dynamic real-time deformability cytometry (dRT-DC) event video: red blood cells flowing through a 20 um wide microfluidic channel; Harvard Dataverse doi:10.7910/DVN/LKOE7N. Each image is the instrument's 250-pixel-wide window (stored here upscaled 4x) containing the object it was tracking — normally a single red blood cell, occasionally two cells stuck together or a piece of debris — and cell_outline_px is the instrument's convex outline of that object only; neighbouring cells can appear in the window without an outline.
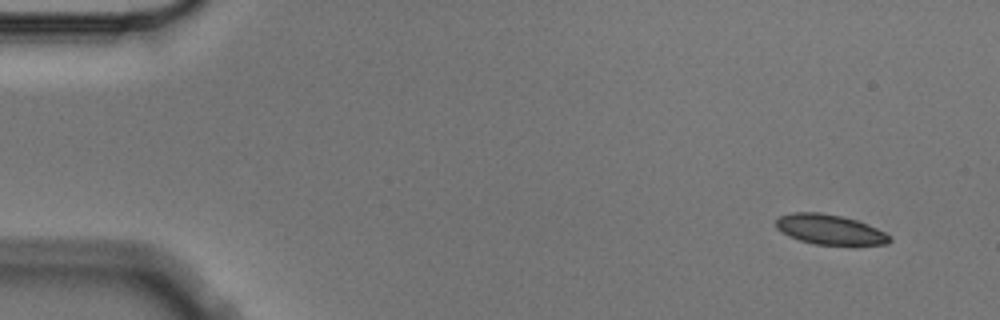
{"species": "Egyptian fruit bat (a non-hibernating species)", "species_latin": "Rousettus aegyptiacus", "temperature_condition": "cold", "stored_images_in_passage": 3, "camera_frame_rate_fps": 3000, "um_per_image_px": 0.085, "animal": {"sex": "male"}, "frame": {"image": 1, "passage_image": 1, "time_ms": 0.0, "image_size_px": [1000, 320], "cell_outline_px": [[892, 240], [888, 244], [812, 244], [788, 236], [776, 228], [776, 220], [780, 216], [792, 212], [820, 212], [840, 216], [856, 220], [868, 224], [884, 232]], "centroid_in_image_um": [70.49, 19.5], "position_along_channel_um": 14.5, "area_um2": 19.59}}